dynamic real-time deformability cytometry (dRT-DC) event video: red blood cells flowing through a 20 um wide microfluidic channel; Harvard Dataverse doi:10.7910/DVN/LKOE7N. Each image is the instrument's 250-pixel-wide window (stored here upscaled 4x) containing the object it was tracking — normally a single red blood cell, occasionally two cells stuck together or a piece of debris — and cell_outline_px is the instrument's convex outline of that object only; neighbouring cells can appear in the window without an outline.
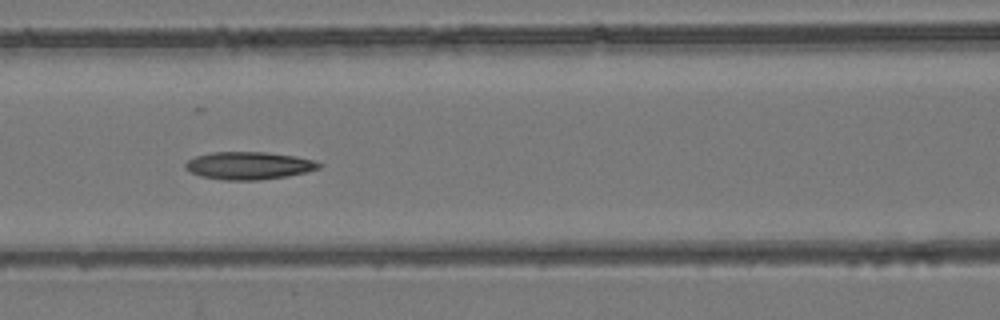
{"species": "common noctule bat (a hibernating species)", "species_latin": "Nyctalus noctula", "temperature_condition": "room temperature", "stored_images_in_passage": 8, "camera_frame_rate_fps": 3000, "um_per_image_px": 0.085, "animal": {"sex": "female", "body_mass_g": 24.6, "forearm_length_mm": 56.2}, "frame": {"image": 1, "passage_image": 7, "time_ms": 7.667, "image_size_px": [1000, 320], "cell_outline_px": [[324, 164], [320, 168], [288, 176], [260, 180], [224, 180], [200, 176], [184, 168], [184, 164], [188, 160], [196, 156], [212, 152], [264, 152], [296, 156], [316, 160]], "centroid_in_image_um": [21.17, 14.07], "position_along_channel_um": 145.4, "area_um2": 21.62}}
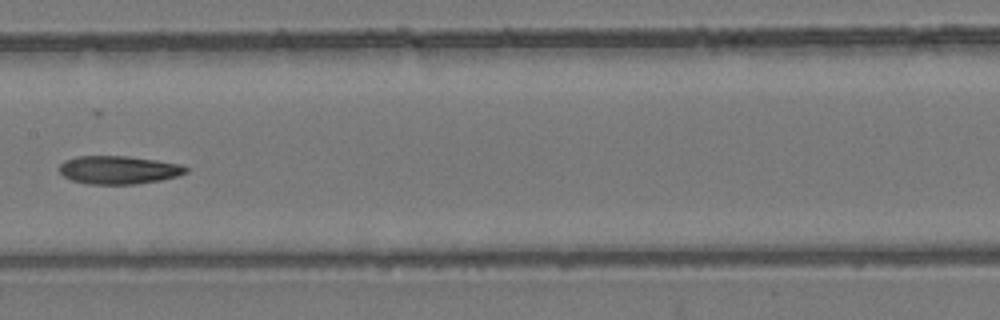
{"frame": {"image": 2, "passage_image": 8, "time_ms": 9.0, "image_size_px": [1000, 320], "cell_outline_px": [[188, 172], [176, 176], [160, 180], [136, 184], [88, 184], [72, 180], [64, 176], [60, 172], [60, 164], [64, 160], [76, 156], [128, 156], [156, 160], [180, 164], [188, 168]], "centroid_in_image_um": [10.07, 14.44], "position_along_channel_um": 197.3, "area_um2": 20.75}}